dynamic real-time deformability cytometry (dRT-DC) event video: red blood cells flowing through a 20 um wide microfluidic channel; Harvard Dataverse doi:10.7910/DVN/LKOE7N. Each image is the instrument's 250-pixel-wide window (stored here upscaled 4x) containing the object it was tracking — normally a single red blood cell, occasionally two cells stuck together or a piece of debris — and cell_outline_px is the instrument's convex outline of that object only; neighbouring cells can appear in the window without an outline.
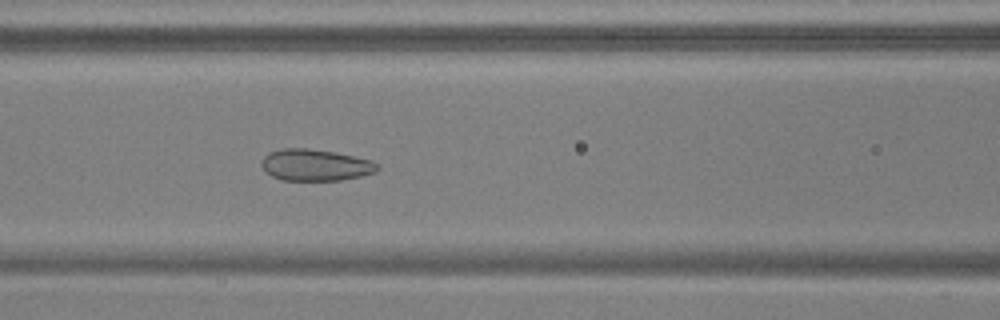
{"species": "common noctule bat (a hibernating species)", "species_latin": "Nyctalus noctula", "temperature_condition": "warm", "stored_images_in_passage": 54, "camera_frame_rate_fps": 3000, "um_per_image_px": 0.085, "animal": {"sex": "male", "body_mass_g": 17.9, "forearm_length_mm": 54.2}, "frame": {"image": 1, "passage_image": 24, "time_ms": 7.667, "image_size_px": [1000, 320], "cell_outline_px": [[380, 168], [376, 172], [360, 176], [340, 180], [280, 180], [272, 176], [260, 164], [264, 156], [268, 152], [284, 148], [308, 148], [336, 152], [372, 160], [380, 164]], "centroid_in_image_um": [26.84, 14.02], "position_along_channel_um": 139.8, "area_um2": 21.44}}
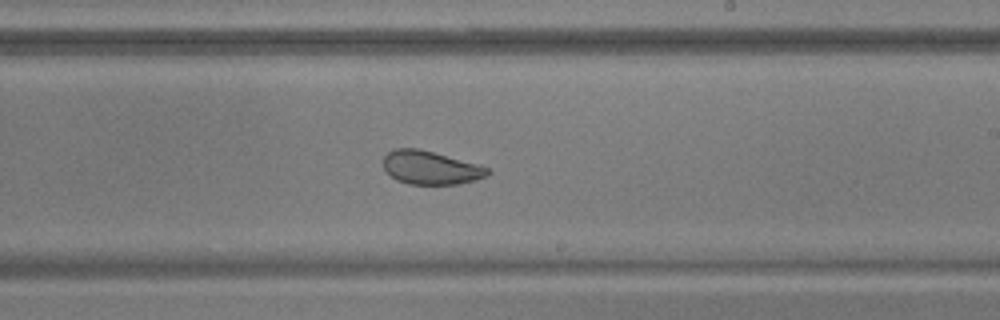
{"frame": {"image": 2, "passage_image": 33, "time_ms": 10.667, "image_size_px": [1000, 320], "cell_outline_px": [[492, 172], [488, 176], [476, 180], [460, 184], [408, 184], [396, 180], [384, 168], [384, 156], [388, 152], [396, 148], [416, 148], [432, 152], [476, 164], [488, 168]], "centroid_in_image_um": [36.61, 14.27], "position_along_channel_um": 252.4, "area_um2": 20.11}}
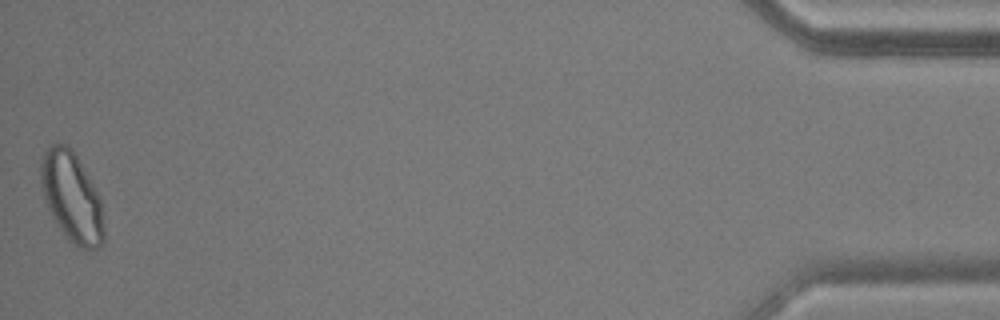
{"frame": {"image": 3, "passage_image": 54, "time_ms": 17.667, "image_size_px": [1000, 320], "cell_outline_px": [[104, 244], [100, 248], [80, 248], [72, 244], [64, 236], [56, 224], [48, 208], [44, 196], [40, 180], [40, 156], [48, 144], [68, 144], [72, 148], [92, 184], [100, 200], [104, 228]], "centroid_in_image_um": [6.07, 16.75], "position_along_channel_um": 429.1, "area_um2": 33.12}, "authors_computed_cell_mechanics": {"area_um2": 27.0793, "velocity_mm_per_s": 3.7653, "shape_relaxation_time_tau1_ms": null, "shape_relaxation_time_tau2_ms": 0.8754, "deformation_change_tau1": null, "deformation_change_tau2": 0.0639}}